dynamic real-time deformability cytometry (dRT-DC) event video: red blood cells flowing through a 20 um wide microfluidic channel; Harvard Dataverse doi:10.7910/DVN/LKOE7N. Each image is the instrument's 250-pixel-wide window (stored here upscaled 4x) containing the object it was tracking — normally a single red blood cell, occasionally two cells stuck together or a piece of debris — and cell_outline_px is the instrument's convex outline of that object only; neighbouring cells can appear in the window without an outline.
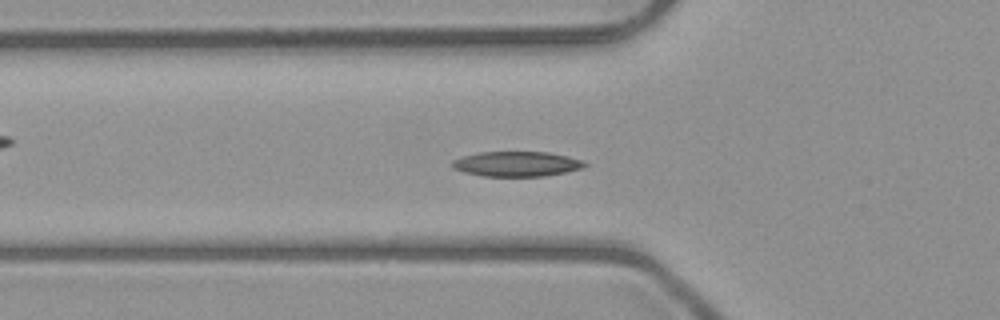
{"species": "common noctule bat (a hibernating species)", "species_latin": "Nyctalus noctula", "temperature_condition": "room temperature", "stored_images_in_passage": 53, "camera_frame_rate_fps": 3000, "um_per_image_px": 0.085, "animal": {"sex": "male", "body_mass_g": 23.1, "forearm_length_mm": 52.7}, "frame": {"image": 1, "passage_image": 18, "time_ms": 5.667, "image_size_px": [1000, 320], "cell_outline_px": [[588, 164], [584, 168], [544, 176], [484, 176], [464, 172], [452, 168], [452, 160], [464, 156], [480, 152], [548, 152], [568, 156], [584, 160]], "centroid_in_image_um": [43.95, 13.93], "position_along_channel_um": 81.9, "area_um2": 19.31}}
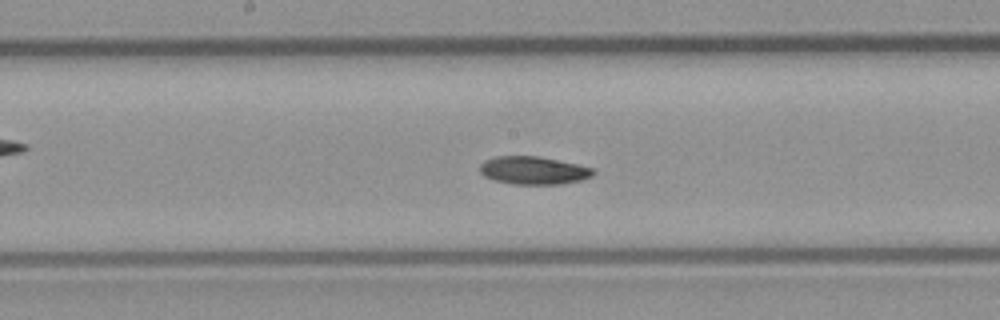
{"frame": {"image": 2, "passage_image": 27, "time_ms": 8.667, "image_size_px": [1000, 320], "cell_outline_px": [[596, 172], [592, 176], [580, 180], [560, 184], [516, 184], [496, 180], [484, 176], [480, 172], [480, 164], [484, 160], [496, 156], [540, 156], [596, 168]], "centroid_in_image_um": [45.38, 14.47], "position_along_channel_um": 202.8, "area_um2": 18.5}}
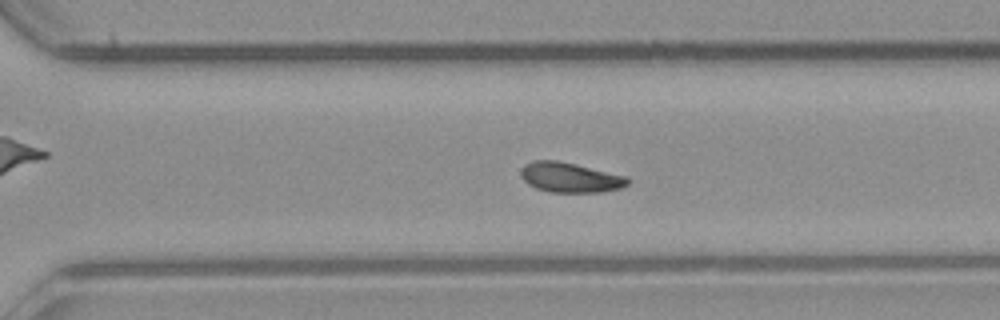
{"frame": {"image": 3, "passage_image": 36, "time_ms": 11.667, "image_size_px": [1000, 320], "cell_outline_px": [[632, 180], [624, 188], [600, 192], [548, 192], [536, 188], [528, 184], [520, 176], [520, 172], [524, 164], [532, 160], [556, 160], [576, 164], [628, 176]], "centroid_in_image_um": [48.49, 15.08], "position_along_channel_um": 322.1, "area_um2": 18.96}, "authors_computed_cell_mechanics": {"area_um2": 18.6694, "velocity_mm_per_s": 3.9943, "shape_relaxation_time_tau1_ms": 4.991, "shape_relaxation_time_tau2_ms": null, "deformation_change_tau1": 0.1297, "deformation_change_tau2": null}}